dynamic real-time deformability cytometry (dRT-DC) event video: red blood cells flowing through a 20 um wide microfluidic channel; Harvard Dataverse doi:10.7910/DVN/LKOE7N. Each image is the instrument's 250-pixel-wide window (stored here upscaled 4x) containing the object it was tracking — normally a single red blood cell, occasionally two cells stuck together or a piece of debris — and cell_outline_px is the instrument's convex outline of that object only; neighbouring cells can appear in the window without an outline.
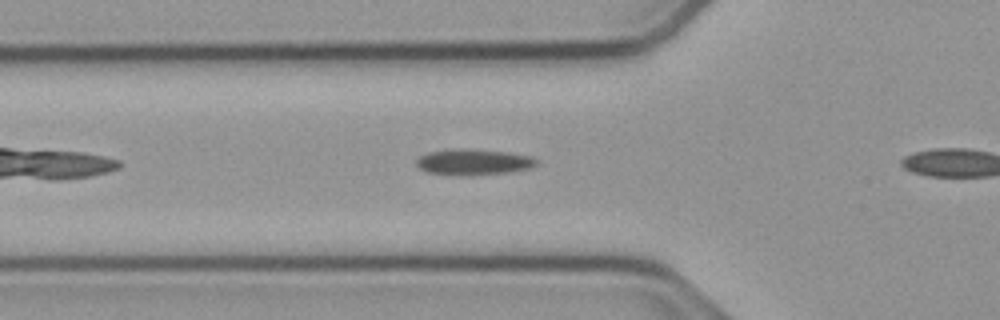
{"species": "common noctule bat (a hibernating species)", "species_latin": "Nyctalus noctula", "temperature_condition": "cold", "stored_images_in_passage": 33, "camera_frame_rate_fps": 3000, "um_per_image_px": 0.085, "animal": {"sex": "male", "body_mass_g": 23.1, "forearm_length_mm": 52.7}, "frame": {"image": 1, "passage_image": 8, "time_ms": 2.333, "image_size_px": [1000, 320], "cell_outline_px": [[536, 164], [532, 168], [508, 172], [472, 176], [460, 176], [428, 172], [420, 168], [416, 164], [416, 160], [420, 156], [428, 152], [460, 148], [464, 148], [508, 152], [532, 156], [536, 160]], "centroid_in_image_um": [40.25, 13.78], "position_along_channel_um": 85.5, "area_um2": 18.26}}
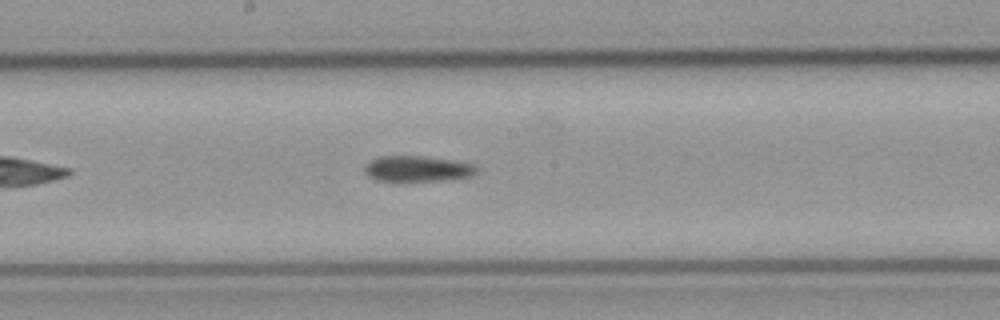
{"frame": {"image": 2, "passage_image": 18, "time_ms": 5.667, "image_size_px": [1000, 320], "cell_outline_px": [[476, 172], [472, 176], [444, 180], [400, 184], [372, 180], [364, 172], [364, 168], [372, 160], [380, 156], [424, 156], [452, 160], [472, 164], [476, 168]], "centroid_in_image_um": [35.4, 14.4], "position_along_channel_um": 212.8, "area_um2": 17.51}}
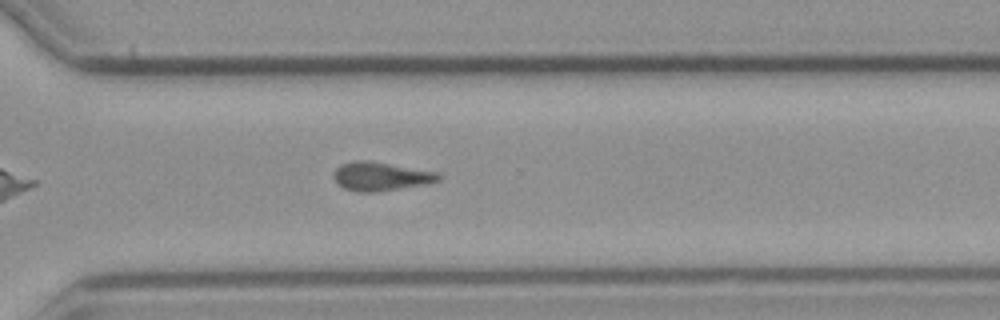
{"frame": {"image": 3, "passage_image": 28, "time_ms": 9.0, "image_size_px": [1000, 320], "cell_outline_px": [[440, 180], [428, 184], [376, 192], [360, 192], [344, 188], [336, 184], [332, 176], [336, 168], [340, 164], [352, 160], [368, 160], [440, 172]], "centroid_in_image_um": [32.35, 14.98], "position_along_channel_um": 338.2, "area_um2": 17.86}}